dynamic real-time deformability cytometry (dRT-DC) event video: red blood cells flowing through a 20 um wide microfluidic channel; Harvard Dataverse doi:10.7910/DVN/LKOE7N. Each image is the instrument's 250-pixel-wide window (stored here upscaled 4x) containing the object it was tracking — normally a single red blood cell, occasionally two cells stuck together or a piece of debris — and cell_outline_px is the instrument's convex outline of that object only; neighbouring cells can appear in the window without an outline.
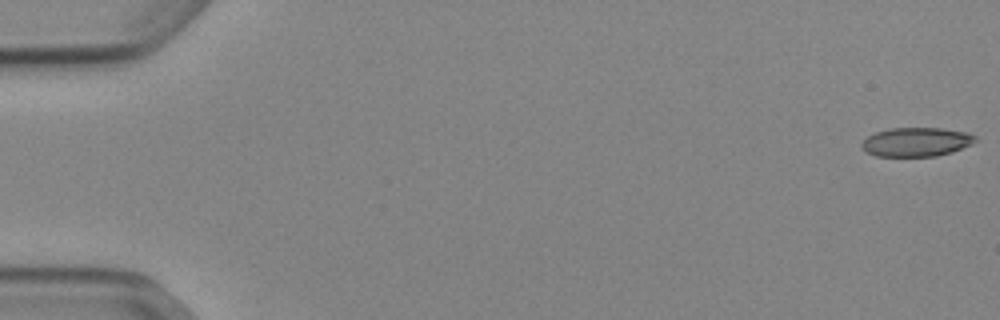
{"species": "Egyptian fruit bat (a non-hibernating species)", "species_latin": "Rousettus aegyptiacus", "temperature_condition": "cold", "stored_images_in_passage": 53, "camera_frame_rate_fps": 3000, "um_per_image_px": 0.085, "animal": {"sex": "female"}, "frame": {"image": 1, "passage_image": 1, "time_ms": 0.0, "image_size_px": [1000, 320], "cell_outline_px": [[980, 140], [972, 144], [952, 152], [936, 156], [876, 156], [864, 152], [860, 148], [860, 144], [868, 136], [876, 132], [888, 128], [940, 128], [968, 132], [976, 136]], "centroid_in_image_um": [77.89, 12.07], "position_along_channel_um": 7.1, "area_um2": 19.48}}
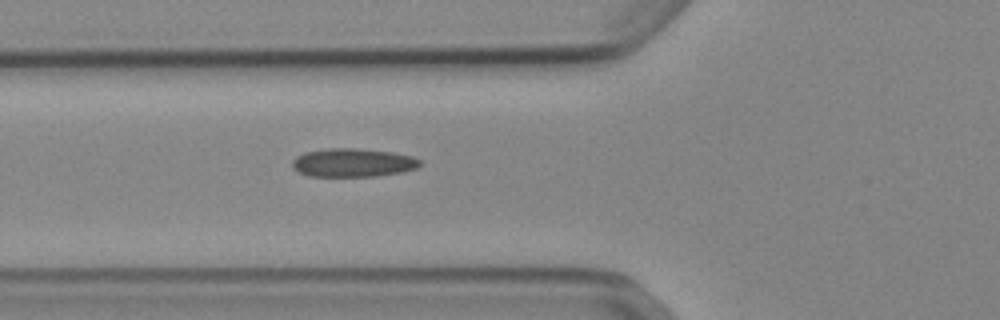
{"frame": {"image": 2, "passage_image": 20, "time_ms": 6.333, "image_size_px": [1000, 320], "cell_outline_px": [[420, 164], [416, 168], [404, 172], [376, 176], [308, 176], [292, 168], [292, 160], [296, 156], [304, 152], [332, 148], [356, 148], [392, 152], [412, 156], [420, 160]], "centroid_in_image_um": [29.99, 13.83], "position_along_channel_um": 95.8, "area_um2": 21.21}}
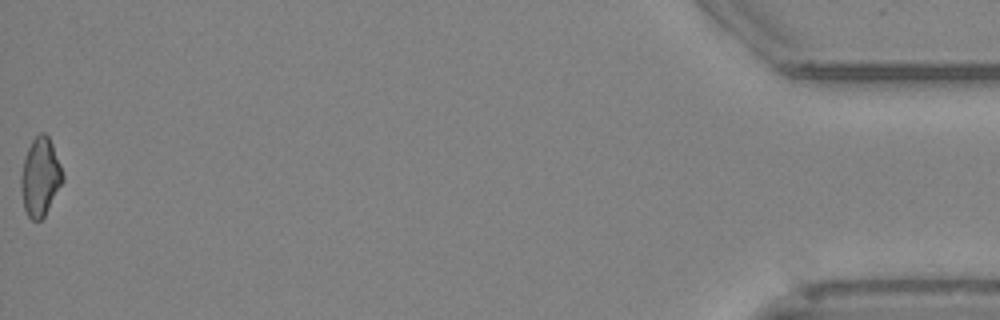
{"frame": {"image": 3, "passage_image": 53, "time_ms": 17.333, "image_size_px": [1000, 320], "cell_outline_px": [[64, 180], [44, 216], [40, 220], [32, 220], [28, 216], [24, 208], [20, 188], [20, 176], [24, 160], [28, 148], [32, 140], [40, 132], [44, 132], [48, 136], [52, 144], [60, 164], [64, 176]], "centroid_in_image_um": [3.41, 15.04], "position_along_channel_um": 431.8, "area_um2": 18.9}, "authors_computed_cell_mechanics": {"area_um2": 20.1144, "velocity_mm_per_s": 3.9124, "shape_relaxation_time_tau1_ms": null, "shape_relaxation_time_tau2_ms": 2.9332, "deformation_change_tau1": null, "deformation_change_tau2": 0.1133}}